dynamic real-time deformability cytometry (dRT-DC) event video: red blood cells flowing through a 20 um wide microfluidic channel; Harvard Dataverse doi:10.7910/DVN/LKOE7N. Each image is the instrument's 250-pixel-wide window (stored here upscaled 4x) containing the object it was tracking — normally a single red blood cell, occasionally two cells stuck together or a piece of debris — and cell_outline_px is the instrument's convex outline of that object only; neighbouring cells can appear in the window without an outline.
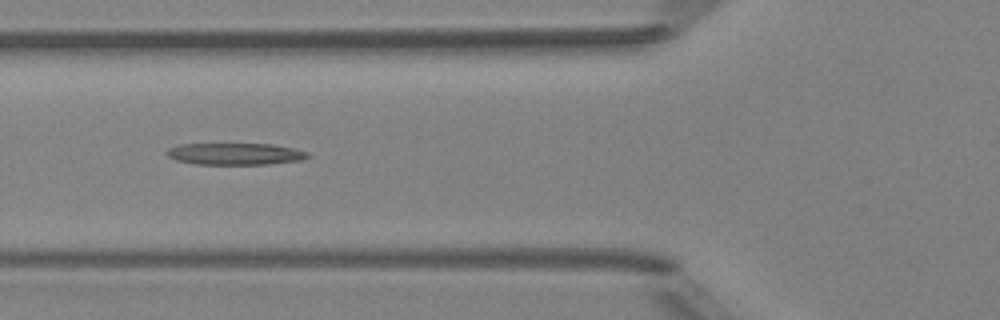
{"species": "Egyptian fruit bat (a non-hibernating species)", "species_latin": "Rousettus aegyptiacus", "temperature_condition": "room temperature", "stored_images_in_passage": 5, "camera_frame_rate_fps": 3000, "um_per_image_px": 0.085, "animal": {"sex": "female"}, "frame": {"image": 1, "passage_image": 5, "time_ms": 5.333, "image_size_px": [1000, 320], "cell_outline_px": [[312, 156], [304, 160], [268, 164], [196, 164], [176, 160], [168, 156], [164, 152], [168, 148], [180, 144], [272, 144], [296, 148], [308, 152]], "centroid_in_image_um": [20.04, 13.08], "position_along_channel_um": 105.8, "area_um2": 18.09}}